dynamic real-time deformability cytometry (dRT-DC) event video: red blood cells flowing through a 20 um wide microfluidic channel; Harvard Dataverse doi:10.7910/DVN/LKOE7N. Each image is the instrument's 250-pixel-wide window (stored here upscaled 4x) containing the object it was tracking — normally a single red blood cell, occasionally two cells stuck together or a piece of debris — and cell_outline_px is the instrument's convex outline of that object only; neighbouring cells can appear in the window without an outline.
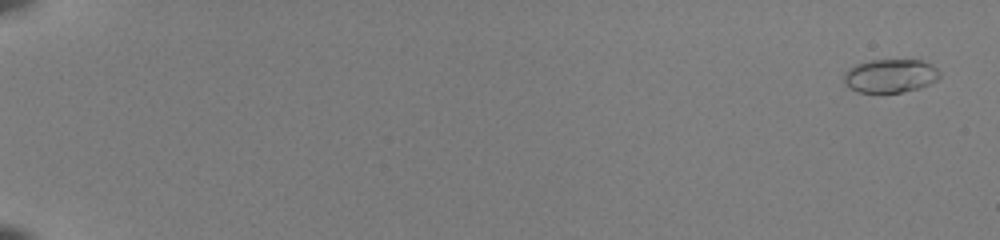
{"species": "common noctule bat (a hibernating species)", "species_latin": "Nyctalus noctula", "temperature_condition": "room temperature", "stored_images_in_passage": 55, "camera_frame_rate_fps": 3000, "um_per_image_px": 0.085, "animal": {"sex": "female", "body_mass_g": 22.0, "forearm_length_mm": 56.7}, "frame": {"image": 1, "passage_image": 3, "time_ms": 0.667, "image_size_px": [1000, 240], "cell_outline_px": [[940, 76], [936, 80], [920, 88], [900, 92], [856, 92], [844, 84], [844, 72], [848, 68], [856, 64], [872, 60], [920, 60], [936, 68], [940, 72]], "centroid_in_image_um": [75.63, 6.45], "position_along_channel_um": 9.4, "area_um2": 18.61}}
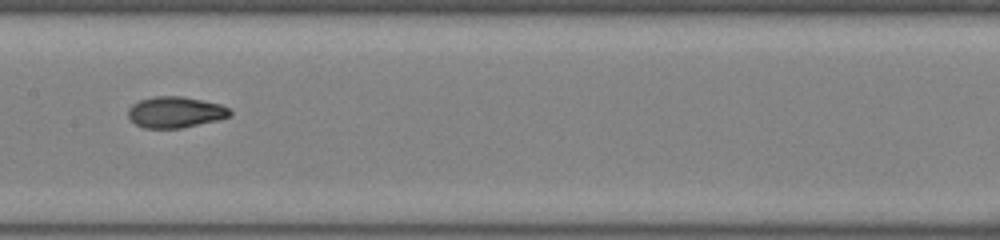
{"frame": {"image": 2, "passage_image": 32, "time_ms": 10.333, "image_size_px": [1000, 240], "cell_outline_px": [[232, 116], [216, 120], [180, 128], [144, 128], [136, 124], [128, 116], [128, 108], [132, 104], [140, 100], [156, 96], [184, 96], [220, 104], [228, 108], [232, 112]], "centroid_in_image_um": [14.9, 9.53], "position_along_channel_um": 192.5, "area_um2": 18.38}}
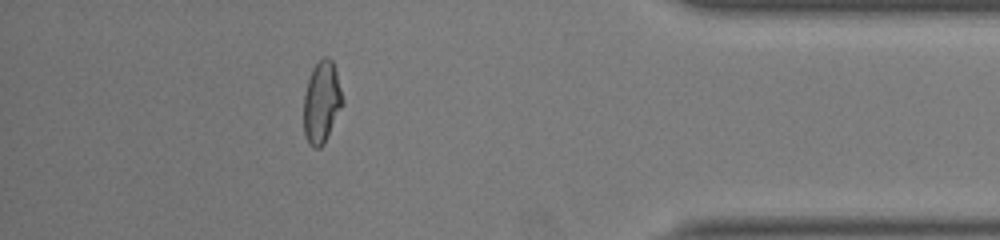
{"frame": {"image": 3, "passage_image": 50, "time_ms": 16.333, "image_size_px": [1000, 240], "cell_outline_px": [[344, 104], [324, 144], [320, 148], [312, 148], [308, 144], [304, 132], [304, 96], [308, 80], [312, 68], [324, 56], [328, 56], [332, 60], [336, 72], [344, 100]], "centroid_in_image_um": [27.35, 8.71], "position_along_channel_um": 407.9, "area_um2": 18.67}, "authors_computed_cell_mechanics": {"area_um2": 18.3226, "velocity_mm_per_s": 4.0382, "shape_relaxation_time_tau1_ms": null, "shape_relaxation_time_tau2_ms": 1.1893, "deformation_change_tau1": null, "deformation_change_tau2": 0.0588}}